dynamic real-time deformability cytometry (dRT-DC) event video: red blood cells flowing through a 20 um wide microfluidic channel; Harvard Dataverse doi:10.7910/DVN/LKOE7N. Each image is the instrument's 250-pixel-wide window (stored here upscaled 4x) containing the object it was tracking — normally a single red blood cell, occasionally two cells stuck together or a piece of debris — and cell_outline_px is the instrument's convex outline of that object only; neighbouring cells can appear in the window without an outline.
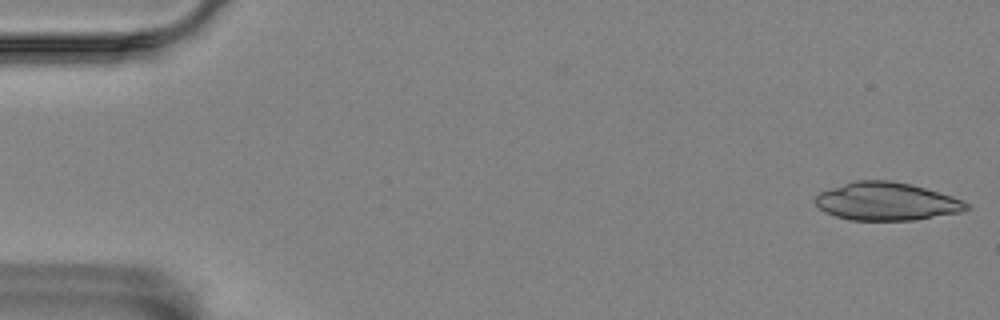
{"species": "Egyptian fruit bat (a non-hibernating species)", "species_latin": "Rousettus aegyptiacus", "temperature_condition": "room temperature", "stored_images_in_passage": 2, "camera_frame_rate_fps": 3000, "um_per_image_px": 0.085, "animal": {"sex": "female"}, "frame": {"image": 1, "passage_image": 2, "time_ms": 1.333, "image_size_px": [1000, 320], "cell_outline_px": [[972, 208], [960, 212], [912, 220], [852, 220], [836, 216], [824, 212], [816, 204], [816, 196], [820, 192], [852, 180], [888, 180], [912, 184], [952, 196], [964, 200]], "centroid_in_image_um": [75.37, 17.11], "position_along_channel_um": 9.6, "area_um2": 33.41}}